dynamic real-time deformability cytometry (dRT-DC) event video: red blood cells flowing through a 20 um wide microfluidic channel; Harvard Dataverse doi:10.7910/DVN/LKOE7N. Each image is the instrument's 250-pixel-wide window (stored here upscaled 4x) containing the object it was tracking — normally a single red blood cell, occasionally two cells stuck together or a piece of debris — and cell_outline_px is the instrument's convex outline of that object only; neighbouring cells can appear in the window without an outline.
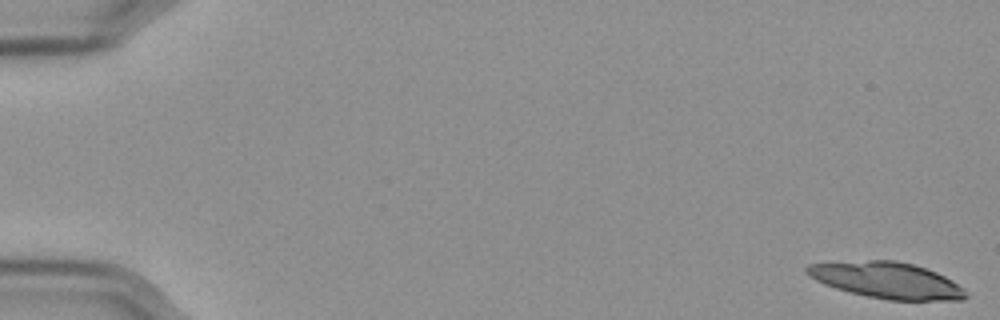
{"species": "Egyptian fruit bat (a non-hibernating species)", "species_latin": "Rousettus aegyptiacus", "temperature_condition": "cold", "stored_images_in_passage": 57, "camera_frame_rate_fps": 3000, "um_per_image_px": 0.085, "frame": {"image": 1, "passage_image": 1, "time_ms": 0.0, "image_size_px": [1000, 320], "cell_outline_px": [[968, 296], [964, 300], [888, 300], [868, 296], [836, 288], [824, 284], [808, 276], [804, 272], [804, 268], [808, 264], [828, 260], [896, 260], [912, 264], [936, 272], [952, 280], [964, 288]], "centroid_in_image_um": [75.31, 23.79], "position_along_channel_um": 9.7, "area_um2": 33.99}}